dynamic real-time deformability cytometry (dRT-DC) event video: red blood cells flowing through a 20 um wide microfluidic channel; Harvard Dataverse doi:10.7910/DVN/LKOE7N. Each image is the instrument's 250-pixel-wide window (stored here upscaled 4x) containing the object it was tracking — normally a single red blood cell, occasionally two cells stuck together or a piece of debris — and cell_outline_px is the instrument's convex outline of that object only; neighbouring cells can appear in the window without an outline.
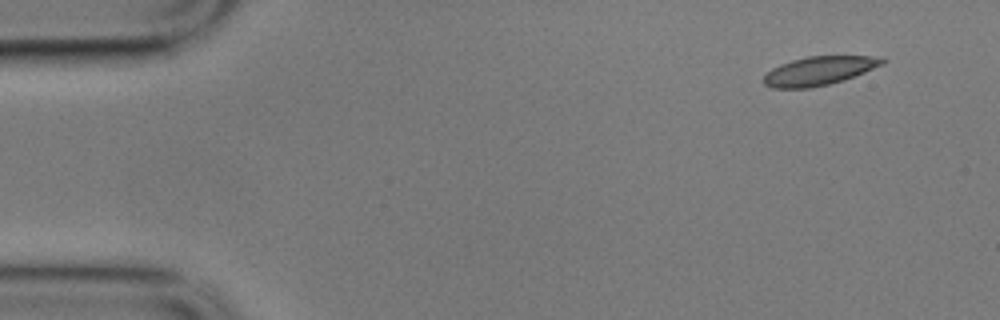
{"species": "common noctule bat (a hibernating species)", "species_latin": "Nyctalus noctula", "temperature_condition": "cold", "stored_images_in_passage": 5, "camera_frame_rate_fps": 3000, "um_per_image_px": 0.085, "animal": {"sex": "male", "body_mass_g": 17.9}, "frame": {"image": 1, "passage_image": 1, "time_ms": 0.0, "image_size_px": [1000, 320], "cell_outline_px": [[884, 64], [844, 80], [828, 84], [808, 88], [772, 88], [764, 84], [764, 76], [772, 68], [780, 64], [792, 60], [808, 56], [880, 56], [884, 60]], "centroid_in_image_um": [69.61, 6.02], "position_along_channel_um": 15.4, "area_um2": 19.71}}
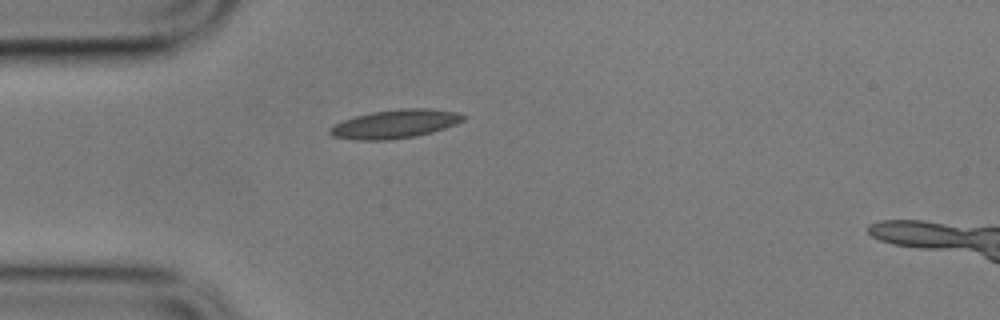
{"frame": {"image": 2, "passage_image": 4, "time_ms": 1.0, "image_size_px": [1000, 320], "cell_outline_px": [[468, 116], [464, 120], [456, 124], [432, 132], [416, 136], [388, 140], [352, 140], [332, 136], [328, 132], [328, 128], [344, 120], [356, 116], [372, 112], [400, 108], [428, 108], [456, 112]], "centroid_in_image_um": [33.59, 10.54], "position_along_channel_um": 51.4, "area_um2": 22.31}}